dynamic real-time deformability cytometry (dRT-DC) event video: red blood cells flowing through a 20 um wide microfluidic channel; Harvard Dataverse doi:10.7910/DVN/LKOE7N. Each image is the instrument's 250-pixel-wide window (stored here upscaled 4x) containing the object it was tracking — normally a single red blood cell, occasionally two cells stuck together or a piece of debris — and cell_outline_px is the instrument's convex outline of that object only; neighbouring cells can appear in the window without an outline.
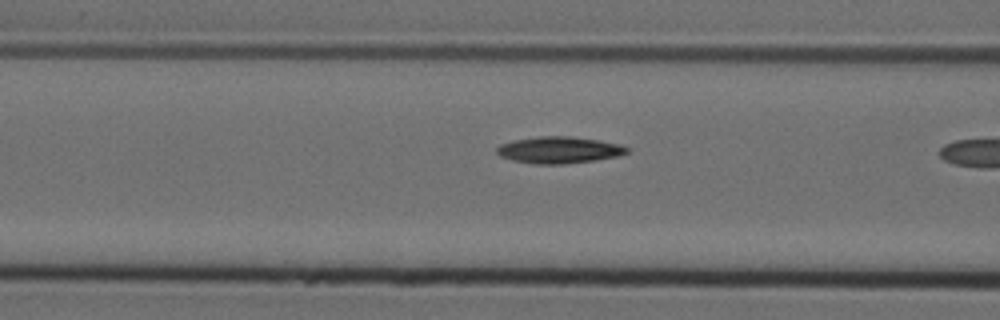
{"species": "Egyptian fruit bat (a non-hibernating species)", "species_latin": "Rousettus aegyptiacus", "temperature_condition": "cold", "stored_images_in_passage": 11, "camera_frame_rate_fps": 3000, "um_per_image_px": 0.085, "animal": {"sex": "female"}, "frame": {"image": 1, "passage_image": 10, "time_ms": 3.0, "image_size_px": [1000, 320], "cell_outline_px": [[628, 152], [616, 156], [596, 160], [564, 164], [532, 164], [512, 160], [500, 156], [496, 152], [496, 148], [500, 144], [512, 140], [540, 136], [572, 136], [600, 140], [620, 144], [628, 148]], "centroid_in_image_um": [47.49, 12.74], "position_along_channel_um": 119.1, "area_um2": 20.35}}